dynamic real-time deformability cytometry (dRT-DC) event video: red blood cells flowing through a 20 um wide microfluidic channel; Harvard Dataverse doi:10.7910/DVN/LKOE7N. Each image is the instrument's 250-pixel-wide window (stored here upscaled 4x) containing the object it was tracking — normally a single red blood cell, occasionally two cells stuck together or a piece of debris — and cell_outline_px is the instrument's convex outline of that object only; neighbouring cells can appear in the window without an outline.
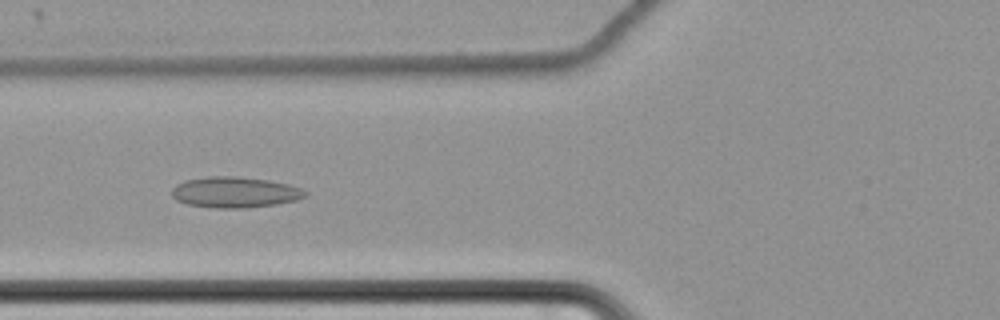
{"species": "common noctule bat (a hibernating species)", "species_latin": "Nyctalus noctula", "temperature_condition": "cold", "stored_images_in_passage": 64, "camera_frame_rate_fps": 3000, "um_per_image_px": 0.085, "animal": {"sex": "female", "body_mass_g": 22.7, "forearm_length_mm": 54.2}, "frame": {"image": 1, "passage_image": 28, "time_ms": 9.0, "image_size_px": [1000, 320], "cell_outline_px": [[308, 196], [296, 200], [276, 204], [244, 208], [212, 208], [188, 204], [176, 200], [172, 196], [172, 188], [176, 184], [184, 180], [208, 176], [236, 176], [268, 180], [288, 184], [300, 188], [308, 192]], "centroid_in_image_um": [19.96, 16.34], "position_along_channel_um": 105.8, "area_um2": 24.1}}
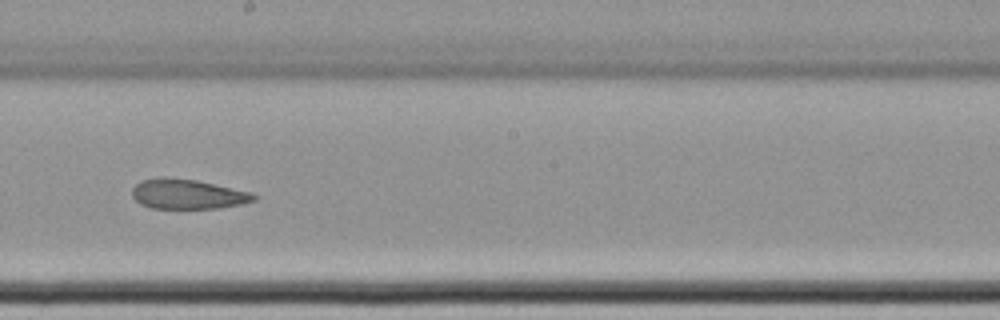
{"frame": {"image": 2, "passage_image": 39, "time_ms": 12.667, "image_size_px": [1000, 320], "cell_outline_px": [[256, 200], [240, 204], [216, 208], [152, 208], [140, 204], [132, 196], [132, 188], [140, 180], [164, 176], [196, 180], [252, 192], [256, 196]], "centroid_in_image_um": [15.91, 16.48], "position_along_channel_um": 232.3, "area_um2": 21.15}}
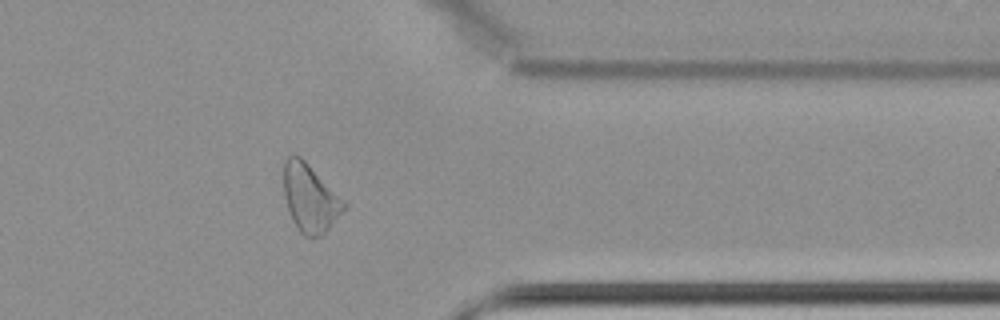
{"frame": {"image": 3, "passage_image": 53, "time_ms": 17.333, "image_size_px": [1000, 320], "cell_outline_px": [[348, 204], [328, 228], [320, 236], [312, 240], [304, 236], [300, 232], [292, 220], [284, 196], [284, 160], [288, 156], [300, 156]], "centroid_in_image_um": [26.34, 16.87], "position_along_channel_um": 385.1, "area_um2": 23.47}, "authors_computed_cell_mechanics": {"area_um2": 25.1141, "velocity_mm_per_s": 3.4524, "shape_relaxation_time_tau1_ms": null, "shape_relaxation_time_tau2_ms": 8.0515, "deformation_change_tau1": null, "deformation_change_tau2": 0.1443}}